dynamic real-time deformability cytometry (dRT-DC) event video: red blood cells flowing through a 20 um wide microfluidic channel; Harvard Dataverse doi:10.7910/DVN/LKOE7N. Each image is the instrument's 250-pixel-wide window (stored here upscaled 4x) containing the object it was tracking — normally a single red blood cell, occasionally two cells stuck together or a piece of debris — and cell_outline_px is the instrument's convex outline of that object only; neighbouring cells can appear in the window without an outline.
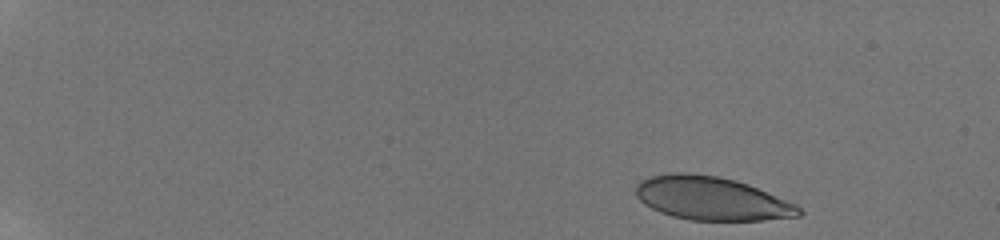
{"species": "human", "species_latin": "Homo sapiens", "temperature_condition": "room temperature", "stored_images_in_passage": 9, "camera_frame_rate_fps": 3000, "um_per_image_px": 0.085, "donor": {"sex": "male"}, "frame": {"image": 1, "passage_image": 1, "time_ms": 0.0, "image_size_px": [1000, 240], "cell_outline_px": [[804, 212], [800, 216], [764, 220], [688, 220], [672, 216], [660, 212], [644, 204], [636, 196], [636, 184], [640, 180], [648, 176], [668, 172], [688, 172], [716, 176], [736, 180], [748, 184], [796, 204]], "centroid_in_image_um": [60.45, 16.86], "position_along_channel_um": 24.5, "area_um2": 41.5}}
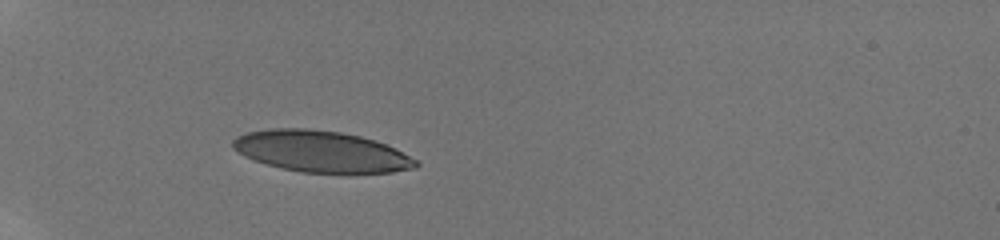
{"frame": {"image": 2, "passage_image": 9, "time_ms": 4.0, "image_size_px": [1000, 240], "cell_outline_px": [[420, 164], [416, 168], [392, 172], [300, 172], [268, 164], [244, 156], [232, 148], [232, 140], [236, 136], [248, 132], [268, 128], [308, 128], [340, 132], [360, 136], [376, 140], [416, 160]], "centroid_in_image_um": [27.25, 12.86], "position_along_channel_um": 57.7, "area_um2": 43.58}}